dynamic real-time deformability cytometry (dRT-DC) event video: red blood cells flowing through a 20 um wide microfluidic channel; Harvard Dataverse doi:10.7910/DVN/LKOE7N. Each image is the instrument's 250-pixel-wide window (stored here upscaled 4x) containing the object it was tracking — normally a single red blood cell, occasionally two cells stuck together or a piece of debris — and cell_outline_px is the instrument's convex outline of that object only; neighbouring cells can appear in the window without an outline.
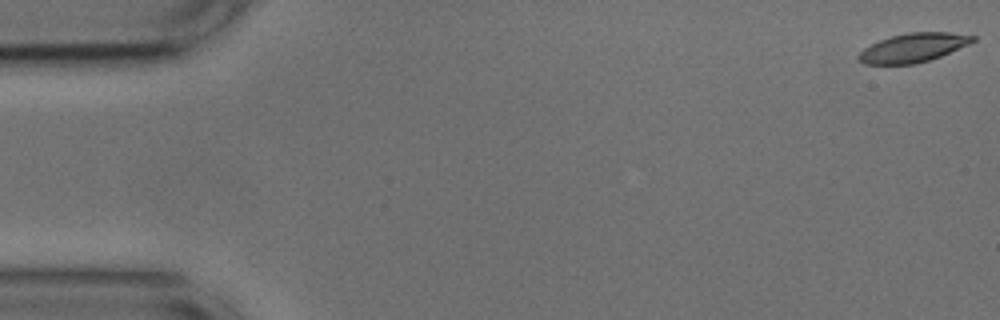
{"species": "common noctule bat (a hibernating species)", "species_latin": "Nyctalus noctula", "temperature_condition": "cold", "stored_images_in_passage": 54, "camera_frame_rate_fps": 3000, "um_per_image_px": 0.085, "animal": {"sex": "male", "body_mass_g": 17.9, "forearm_length_mm": 54.2}, "frame": {"image": 1, "passage_image": 1, "time_ms": 0.0, "image_size_px": [1000, 320], "cell_outline_px": [[976, 40], [968, 44], [940, 56], [916, 64], [864, 64], [856, 56], [864, 48], [880, 40], [892, 36], [908, 32], [948, 32], [976, 36]], "centroid_in_image_um": [77.61, 4.05], "position_along_channel_um": 7.4, "area_um2": 19.02}}
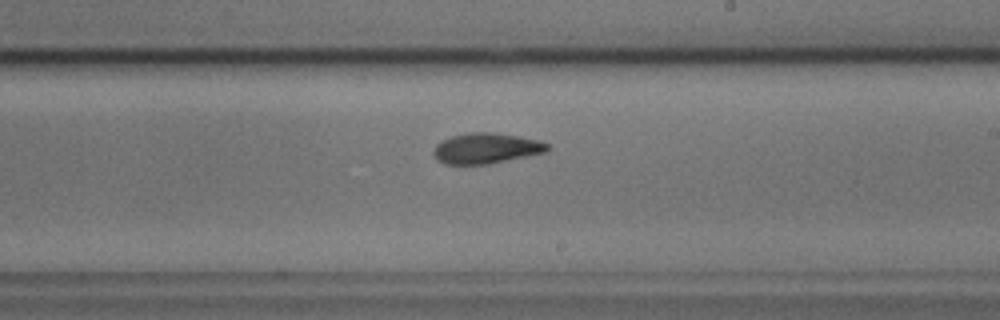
{"frame": {"image": 2, "passage_image": 31, "time_ms": 10.0, "image_size_px": [1000, 320], "cell_outline_px": [[552, 148], [548, 152], [488, 164], [444, 164], [436, 160], [432, 152], [436, 144], [440, 140], [452, 136], [468, 132], [492, 132], [540, 140], [548, 144]], "centroid_in_image_um": [41.32, 12.61], "position_along_channel_um": 247.7, "area_um2": 20.52}}
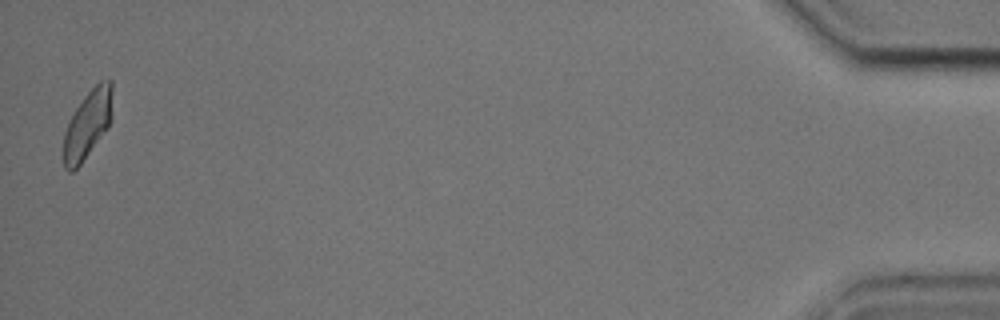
{"frame": {"image": 3, "passage_image": 53, "time_ms": 17.333, "image_size_px": [1000, 320], "cell_outline_px": [[112, 116], [108, 128], [80, 164], [72, 172], [68, 172], [64, 168], [64, 132], [68, 120], [84, 96], [100, 80], [108, 76], [112, 80]], "centroid_in_image_um": [7.47, 10.52], "position_along_channel_um": 427.7, "area_um2": 19.59}, "authors_computed_cell_mechanics": {"area_um2": 20.0566, "velocity_mm_per_s": 3.7259, "shape_relaxation_time_tau1_ms": 2.9898, "shape_relaxation_time_tau2_ms": 4.4086, "deformation_change_tau1": 0.1313, "deformation_change_tau2": 0.109}}